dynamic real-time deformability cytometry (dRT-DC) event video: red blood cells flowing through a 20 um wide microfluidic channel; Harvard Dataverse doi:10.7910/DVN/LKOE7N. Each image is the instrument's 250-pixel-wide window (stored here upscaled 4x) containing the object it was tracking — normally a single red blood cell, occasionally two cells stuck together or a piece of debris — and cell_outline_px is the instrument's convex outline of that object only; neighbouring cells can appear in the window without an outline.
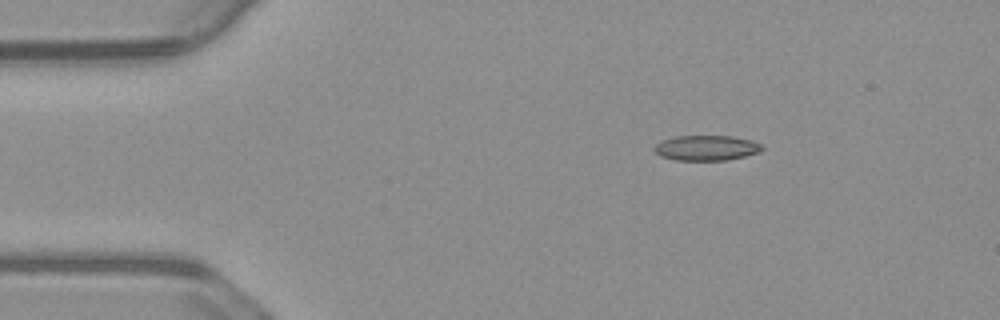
{"species": "common noctule bat (a hibernating species)", "species_latin": "Nyctalus noctula", "temperature_condition": "warm", "stored_images_in_passage": 7, "camera_frame_rate_fps": 3000, "um_per_image_px": 0.085, "animal": {"sex": "male", "body_mass_g": 23.1, "forearm_length_mm": 52.7}, "frame": {"image": 1, "passage_image": 1, "time_ms": 0.0, "image_size_px": [1000, 320], "cell_outline_px": [[764, 148], [760, 152], [728, 160], [676, 160], [660, 156], [652, 148], [660, 140], [676, 136], [732, 136], [752, 140], [760, 144]], "centroid_in_image_um": [60.03, 12.57], "position_along_channel_um": 25.0, "area_um2": 15.9}}